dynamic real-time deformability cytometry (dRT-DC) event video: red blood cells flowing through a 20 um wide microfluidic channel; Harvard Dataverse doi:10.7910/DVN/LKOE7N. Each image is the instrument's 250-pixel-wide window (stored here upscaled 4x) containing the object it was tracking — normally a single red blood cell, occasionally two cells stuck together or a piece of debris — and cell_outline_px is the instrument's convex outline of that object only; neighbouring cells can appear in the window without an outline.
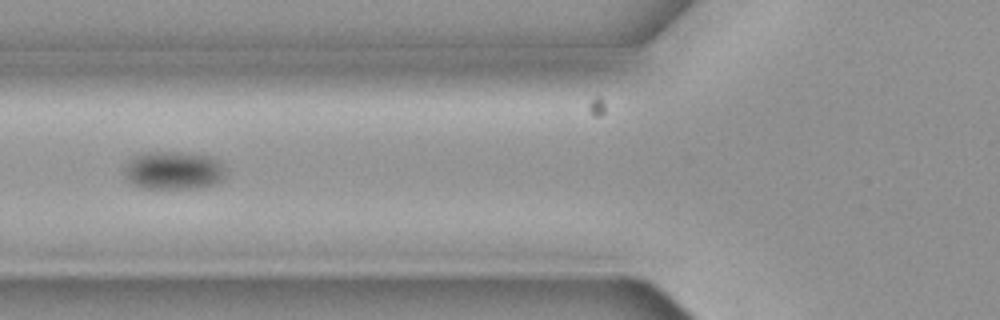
{"species": "common noctule bat (a hibernating species)", "species_latin": "Nyctalus noctula", "temperature_condition": "cold", "stored_images_in_passage": 15, "camera_frame_rate_fps": 3000, "um_per_image_px": 0.085, "animal": {"sex": "female", "body_mass_g": 19.3, "forearm_length_mm": 54.1}, "frame": {"image": 1, "passage_image": 5, "time_ms": 1.333, "image_size_px": [1000, 320], "cell_outline_px": [[224, 172], [220, 180], [212, 184], [200, 188], [144, 188], [132, 184], [128, 180], [124, 172], [124, 168], [128, 160], [136, 156], [148, 152], [180, 152], [208, 156], [216, 160], [220, 164]], "centroid_in_image_um": [14.68, 14.49], "position_along_channel_um": 111.1, "area_um2": 22.08}}
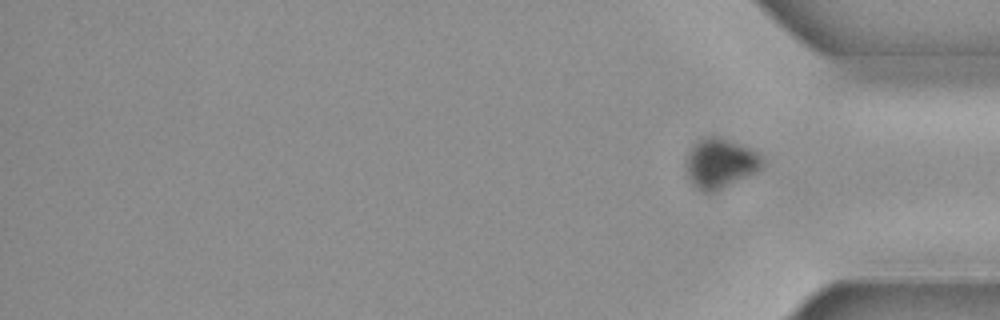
{"frame": {"image": 2, "passage_image": 15, "time_ms": 4.667, "image_size_px": [1000, 320], "cell_outline_px": [[764, 168], [716, 192], [700, 192], [692, 184], [688, 176], [684, 164], [688, 152], [692, 144], [696, 140], [704, 136], [720, 136], [752, 148], [764, 156]], "centroid_in_image_um": [61.23, 13.86], "position_along_channel_um": 374.0, "area_um2": 22.95}}